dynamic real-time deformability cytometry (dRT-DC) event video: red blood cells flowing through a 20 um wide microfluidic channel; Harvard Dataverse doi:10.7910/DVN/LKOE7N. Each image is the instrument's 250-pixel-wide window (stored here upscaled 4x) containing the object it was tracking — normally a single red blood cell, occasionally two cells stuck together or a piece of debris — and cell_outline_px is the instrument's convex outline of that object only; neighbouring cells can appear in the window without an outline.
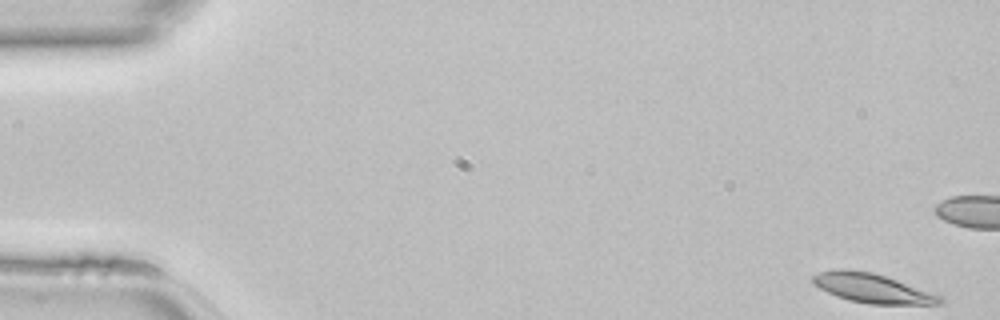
{"species": "common noctule bat (a hibernating species)", "species_latin": "Nyctalus noctula", "temperature_condition": "room temperature", "stored_images_in_passage": 47, "camera_frame_rate_fps": 3000, "um_per_image_px": 0.085, "animal": {"sex": "female", "body_mass_g": 22.7, "forearm_length_mm": 54.2}, "frame": {"image": 1, "passage_image": 1, "time_ms": 0.0, "image_size_px": [1000, 320], "cell_outline_px": [[944, 304], [868, 304], [848, 300], [836, 296], [812, 284], [812, 276], [820, 272], [836, 268], [844, 268], [872, 272], [944, 296]], "centroid_in_image_um": [74.15, 24.5], "position_along_channel_um": 10.9, "area_um2": 21.79}}